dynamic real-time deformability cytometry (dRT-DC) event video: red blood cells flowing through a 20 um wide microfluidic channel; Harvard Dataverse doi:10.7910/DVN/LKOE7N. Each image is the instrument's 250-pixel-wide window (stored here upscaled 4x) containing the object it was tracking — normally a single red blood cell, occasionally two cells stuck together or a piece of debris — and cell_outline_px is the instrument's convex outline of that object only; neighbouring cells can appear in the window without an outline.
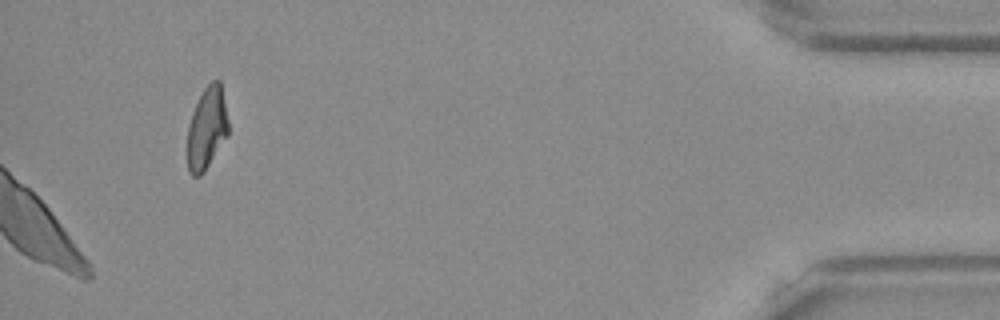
{"species": "Egyptian fruit bat (a non-hibernating species)", "species_latin": "Rousettus aegyptiacus", "temperature_condition": "warm", "stored_images_in_passage": 49, "camera_frame_rate_fps": 3000, "um_per_image_px": 0.085, "frame": {"image": 1, "passage_image": 49, "time_ms": 16.0, "image_size_px": [1000, 320], "cell_outline_px": [[228, 136], [204, 172], [200, 176], [192, 176], [188, 172], [188, 124], [192, 112], [204, 88], [212, 80], [220, 80], [228, 120]], "centroid_in_image_um": [17.58, 10.92], "position_along_channel_um": 417.6, "area_um2": 19.59}}